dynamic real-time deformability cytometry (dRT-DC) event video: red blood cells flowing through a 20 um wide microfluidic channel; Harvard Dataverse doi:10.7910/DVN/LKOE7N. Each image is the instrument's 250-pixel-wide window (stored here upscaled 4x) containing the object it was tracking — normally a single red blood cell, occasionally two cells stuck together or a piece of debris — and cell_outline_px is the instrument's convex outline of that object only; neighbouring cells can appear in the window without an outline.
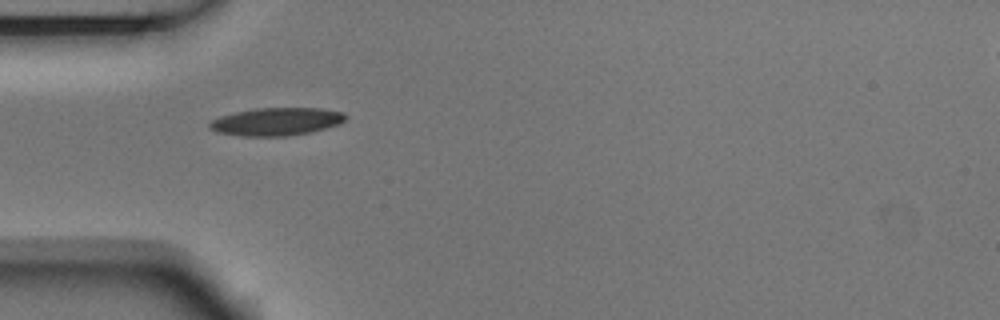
{"species": "Egyptian fruit bat (a non-hibernating species)", "species_latin": "Rousettus aegyptiacus", "temperature_condition": "room temperature", "stored_images_in_passage": 2, "camera_frame_rate_fps": 3000, "um_per_image_px": 0.085, "animal": {"sex": "male"}, "frame": {"image": 1, "passage_image": 1, "time_ms": 0.0, "image_size_px": [1000, 320], "cell_outline_px": [[348, 116], [340, 124], [312, 132], [288, 136], [240, 136], [216, 132], [208, 128], [208, 124], [212, 120], [220, 116], [236, 112], [256, 108], [320, 108], [344, 112]], "centroid_in_image_um": [23.5, 10.34], "position_along_channel_um": 61.5, "area_um2": 22.25}}
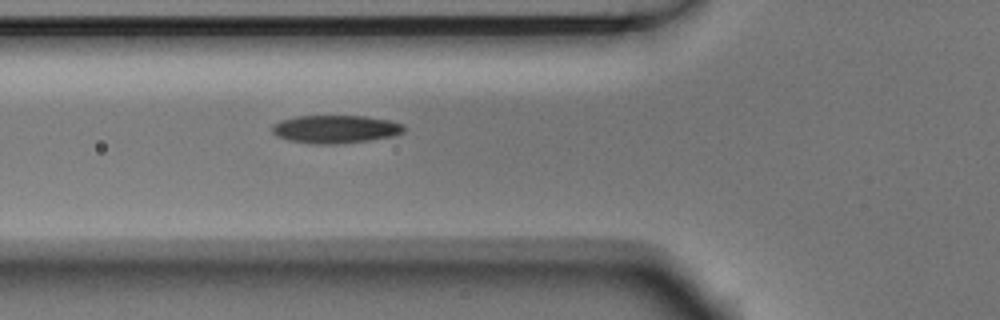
{"frame": {"image": 2, "passage_image": 2, "time_ms": 0.333, "image_size_px": [1000, 320], "cell_outline_px": [[408, 128], [404, 132], [396, 136], [368, 140], [336, 144], [312, 144], [288, 140], [276, 136], [272, 132], [272, 124], [280, 120], [296, 116], [364, 116], [392, 120], [404, 124]], "centroid_in_image_um": [28.55, 10.97], "position_along_channel_um": 97.2, "area_um2": 21.91}}